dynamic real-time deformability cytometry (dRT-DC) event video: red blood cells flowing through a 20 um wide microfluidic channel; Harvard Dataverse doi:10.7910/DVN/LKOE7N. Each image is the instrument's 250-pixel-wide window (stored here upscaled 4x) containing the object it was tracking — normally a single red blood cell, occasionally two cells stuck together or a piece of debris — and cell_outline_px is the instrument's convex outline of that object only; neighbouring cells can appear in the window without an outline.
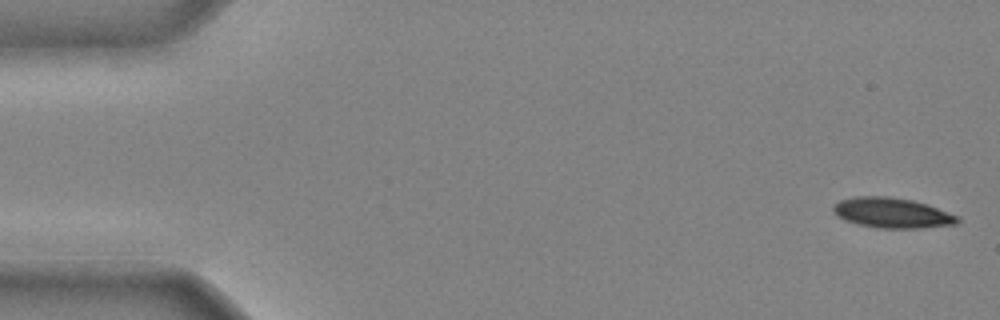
{"species": "common noctule bat (a hibernating species)", "species_latin": "Nyctalus noctula", "temperature_condition": "cold", "stored_images_in_passage": 42, "camera_frame_rate_fps": 3000, "um_per_image_px": 0.085, "animal": {"sex": "male", "body_mass_g": 20.4}, "frame": {"image": 1, "passage_image": 1, "time_ms": 0.0, "image_size_px": [1000, 320], "cell_outline_px": [[960, 220], [956, 224], [920, 228], [876, 228], [856, 224], [844, 220], [836, 216], [832, 212], [832, 208], [840, 200], [856, 196], [888, 196], [912, 200], [960, 216]], "centroid_in_image_um": [75.79, 18.1], "position_along_channel_um": 9.2, "area_um2": 21.91}}
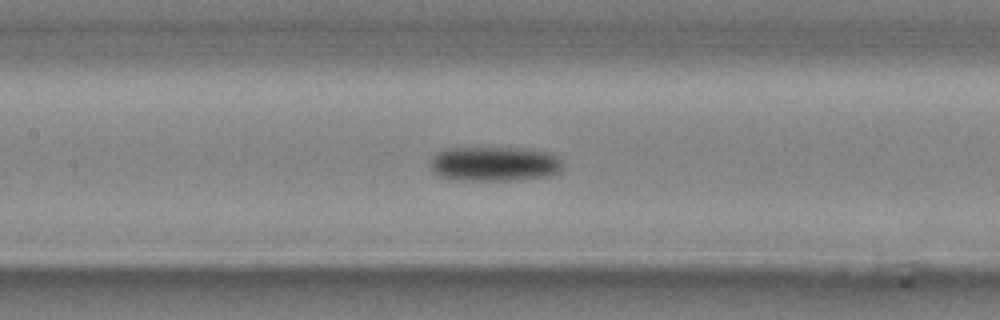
{"frame": {"image": 2, "passage_image": 20, "time_ms": 6.333, "image_size_px": [1000, 320], "cell_outline_px": [[560, 168], [556, 172], [548, 176], [516, 180], [460, 180], [440, 176], [432, 168], [432, 156], [436, 152], [444, 148], [528, 148], [552, 152], [560, 160]], "centroid_in_image_um": [42.03, 13.91], "position_along_channel_um": 165.4, "area_um2": 26.65}}
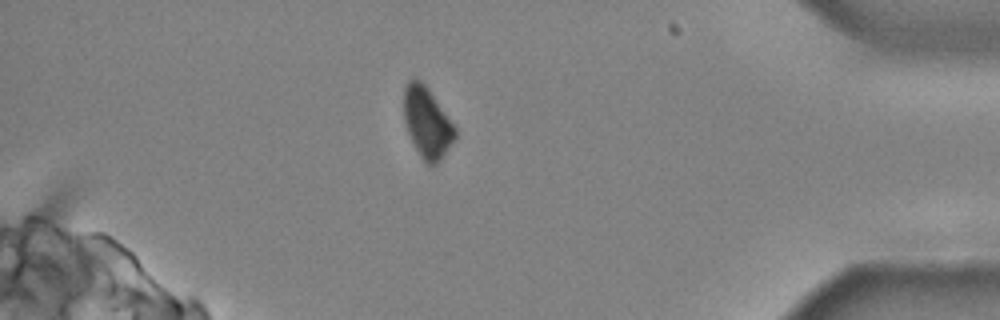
{"frame": {"image": 3, "passage_image": 38, "time_ms": 12.333, "image_size_px": [1000, 320], "cell_outline_px": [[456, 140], [440, 160], [436, 164], [428, 164], [420, 156], [408, 132], [404, 120], [404, 88], [408, 80], [412, 76], [416, 76], [428, 88], [456, 128]], "centroid_in_image_um": [36.3, 10.39], "position_along_channel_um": 398.9, "area_um2": 21.04}}